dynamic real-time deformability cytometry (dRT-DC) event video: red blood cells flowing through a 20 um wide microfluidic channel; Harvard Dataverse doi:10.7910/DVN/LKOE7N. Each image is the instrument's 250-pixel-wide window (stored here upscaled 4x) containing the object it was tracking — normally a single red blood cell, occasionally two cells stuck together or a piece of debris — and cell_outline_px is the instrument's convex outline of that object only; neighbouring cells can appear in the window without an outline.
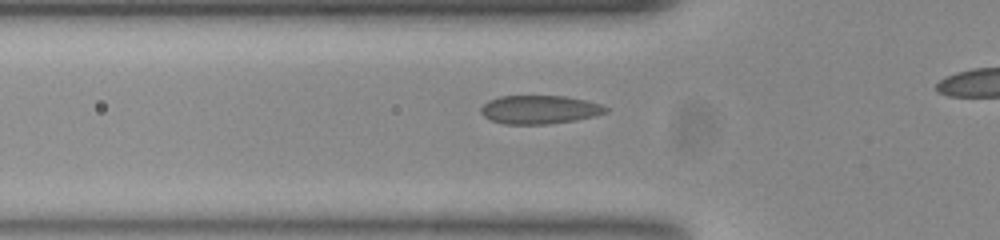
{"species": "common noctule bat (a hibernating species)", "species_latin": "Nyctalus noctula", "temperature_condition": "room temperature", "stored_images_in_passage": 33, "camera_frame_rate_fps": 3000, "um_per_image_px": 0.085, "animal": {"sex": "female", "body_mass_g": 23.0, "forearm_length_mm": 53.4}, "frame": {"image": 1, "passage_image": 8, "time_ms": 2.333, "image_size_px": [1000, 240], "cell_outline_px": [[608, 112], [576, 120], [548, 124], [504, 124], [492, 120], [484, 116], [480, 112], [480, 108], [488, 100], [500, 96], [564, 96], [584, 100], [600, 104], [608, 108]], "centroid_in_image_um": [45.83, 9.31], "position_along_channel_um": 80.0, "area_um2": 20.63}}
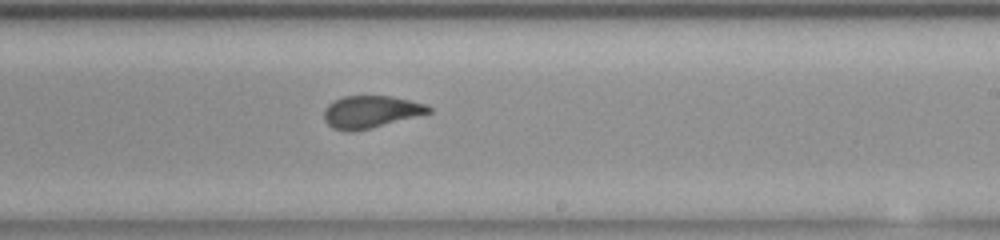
{"frame": {"image": 2, "passage_image": 22, "time_ms": 7.0, "image_size_px": [1000, 240], "cell_outline_px": [[432, 112], [372, 128], [352, 132], [348, 132], [332, 128], [324, 120], [324, 108], [328, 104], [344, 96], [392, 96], [424, 104], [432, 108]], "centroid_in_image_um": [31.49, 9.52], "position_along_channel_um": 257.5, "area_um2": 19.65}}
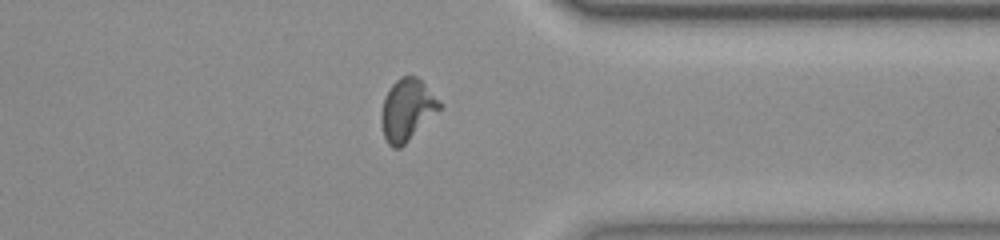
{"frame": {"image": 3, "passage_image": 32, "time_ms": 10.333, "image_size_px": [1000, 240], "cell_outline_px": [[444, 104], [400, 148], [392, 148], [388, 144], [384, 136], [380, 120], [380, 116], [384, 96], [392, 84], [400, 76], [416, 76]], "centroid_in_image_um": [34.57, 9.32], "position_along_channel_um": 376.8, "area_um2": 20.69}}